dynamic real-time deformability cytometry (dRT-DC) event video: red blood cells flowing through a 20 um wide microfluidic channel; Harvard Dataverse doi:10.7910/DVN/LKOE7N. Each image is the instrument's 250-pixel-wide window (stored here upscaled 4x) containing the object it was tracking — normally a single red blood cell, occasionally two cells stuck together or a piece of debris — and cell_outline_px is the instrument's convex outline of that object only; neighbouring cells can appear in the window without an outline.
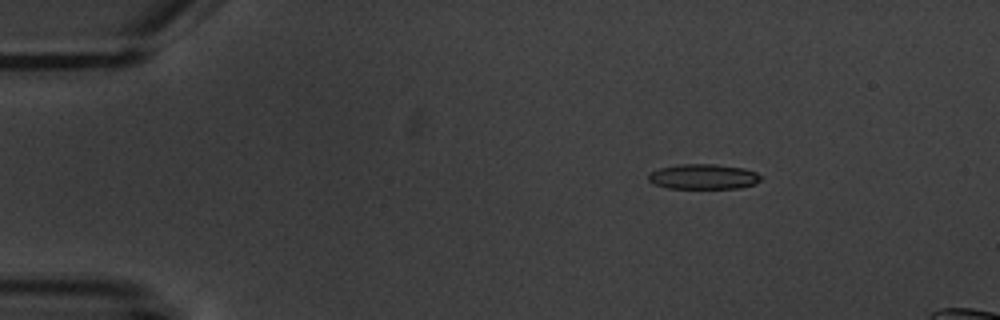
{"species": "common noctule bat (a hibernating species)", "species_latin": "Nyctalus noctula", "temperature_condition": "warm", "stored_images_in_passage": 3, "camera_frame_rate_fps": 3000, "um_per_image_px": 0.085, "animal": {"sex": "male", "body_mass_g": 20.1, "forearm_length_mm": 53.5}, "frame": {"image": 1, "passage_image": 1, "time_ms": 0.0, "image_size_px": [1000, 320], "cell_outline_px": [[760, 180], [756, 184], [740, 188], [668, 188], [652, 184], [648, 180], [648, 176], [652, 172], [660, 168], [680, 164], [716, 164], [744, 168], [756, 172], [760, 176]], "centroid_in_image_um": [59.79, 15.02], "position_along_channel_um": 25.2, "area_um2": 16.47}}